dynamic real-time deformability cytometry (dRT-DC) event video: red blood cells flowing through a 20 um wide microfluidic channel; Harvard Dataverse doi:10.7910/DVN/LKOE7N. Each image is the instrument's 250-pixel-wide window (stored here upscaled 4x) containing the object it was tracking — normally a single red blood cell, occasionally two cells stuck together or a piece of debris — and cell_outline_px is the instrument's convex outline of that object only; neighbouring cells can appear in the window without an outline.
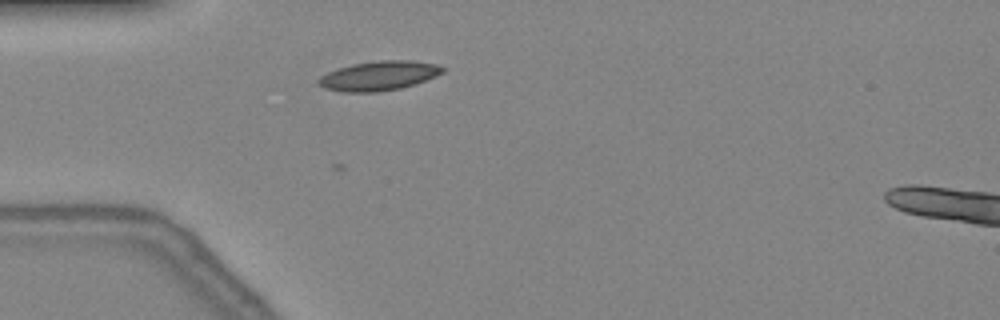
{"species": "common noctule bat (a hibernating species)", "species_latin": "Nyctalus noctula", "temperature_condition": "warm", "stored_images_in_passage": 51, "camera_frame_rate_fps": 3000, "um_per_image_px": 0.085, "animal": {"sex": "female", "body_mass_g": 24.6, "forearm_length_mm": 56.2}, "frame": {"image": 1, "passage_image": 14, "time_ms": 4.333, "image_size_px": [1000, 320], "cell_outline_px": [[444, 72], [436, 76], [416, 84], [400, 88], [376, 92], [344, 92], [324, 88], [316, 84], [316, 80], [320, 76], [328, 72], [352, 64], [380, 60], [412, 60], [436, 64], [444, 68]], "centroid_in_image_um": [32.19, 6.44], "position_along_channel_um": 52.8, "area_um2": 21.33}}
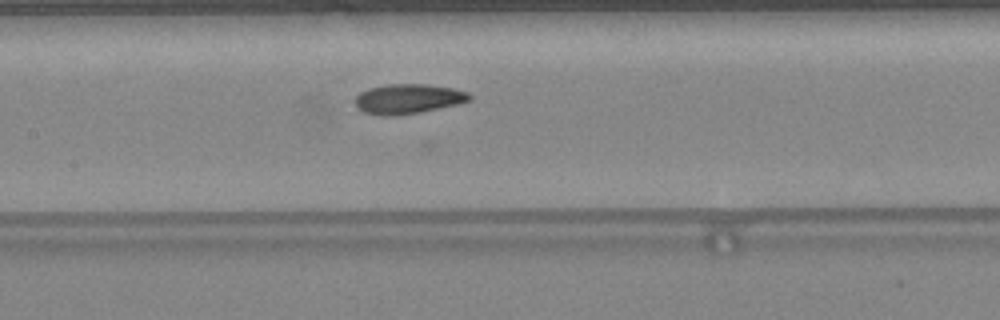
{"frame": {"image": 2, "passage_image": 23, "time_ms": 7.333, "image_size_px": [1000, 320], "cell_outline_px": [[472, 100], [460, 104], [420, 112], [396, 116], [380, 116], [360, 112], [352, 100], [360, 92], [368, 88], [388, 84], [424, 84], [452, 88], [468, 92], [472, 96]], "centroid_in_image_um": [34.65, 8.42], "position_along_channel_um": 172.8, "area_um2": 20.29}}
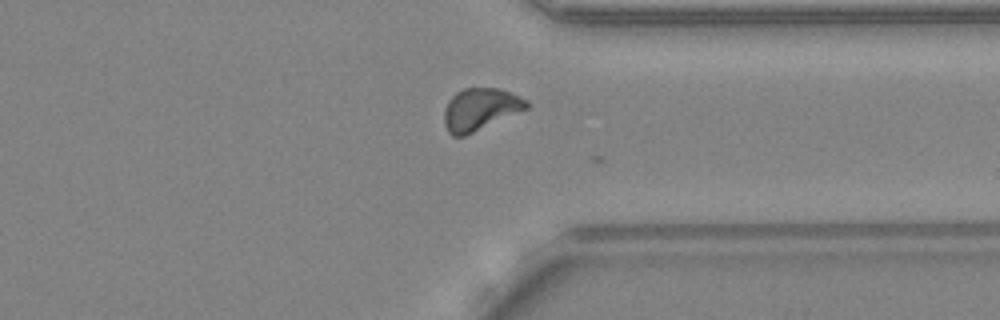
{"frame": {"image": 3, "passage_image": 37, "time_ms": 12.0, "image_size_px": [1000, 320], "cell_outline_px": [[528, 108], [464, 136], [452, 136], [448, 132], [444, 124], [444, 108], [448, 100], [456, 92], [464, 88], [500, 88], [520, 96], [528, 100]], "centroid_in_image_um": [40.79, 9.27], "position_along_channel_um": 370.6, "area_um2": 20.17}}